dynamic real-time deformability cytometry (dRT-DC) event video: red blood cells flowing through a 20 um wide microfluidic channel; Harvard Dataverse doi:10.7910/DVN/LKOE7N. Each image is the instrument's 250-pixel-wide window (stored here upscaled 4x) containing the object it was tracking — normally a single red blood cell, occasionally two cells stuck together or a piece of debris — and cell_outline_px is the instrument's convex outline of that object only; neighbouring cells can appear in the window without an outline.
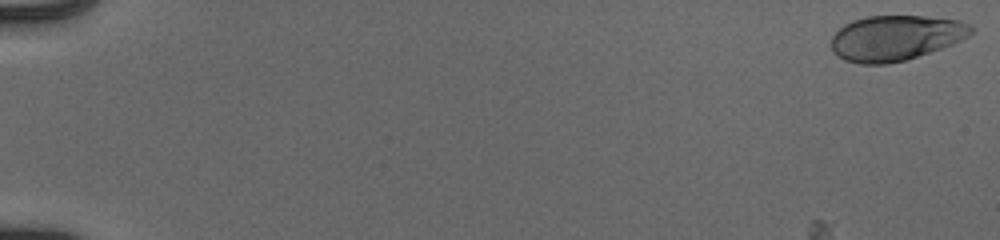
{"species": "human", "species_latin": "Homo sapiens", "temperature_condition": "cold", "stored_images_in_passage": 8, "camera_frame_rate_fps": 3000, "um_per_image_px": 0.085, "donor": {"sex": "male"}, "frame": {"image": 1, "passage_image": 1, "time_ms": 0.0, "image_size_px": [1000, 240], "cell_outline_px": [[972, 32], [968, 36], [952, 44], [904, 60], [888, 64], [860, 64], [844, 60], [836, 56], [832, 52], [832, 36], [844, 24], [852, 20], [868, 16], [924, 16], [960, 20], [972, 24]], "centroid_in_image_um": [76.1, 3.22], "position_along_channel_um": 8.9, "area_um2": 36.82}}